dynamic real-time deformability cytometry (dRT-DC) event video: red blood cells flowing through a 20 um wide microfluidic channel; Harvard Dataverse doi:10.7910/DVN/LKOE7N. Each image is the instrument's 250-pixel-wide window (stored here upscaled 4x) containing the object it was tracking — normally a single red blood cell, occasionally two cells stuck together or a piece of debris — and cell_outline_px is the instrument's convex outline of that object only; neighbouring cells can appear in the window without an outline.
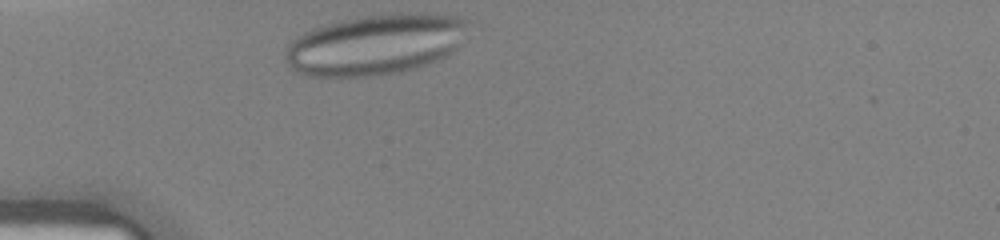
{"species": "human", "species_latin": "Homo sapiens", "temperature_condition": "warm", "stored_images_in_passage": 24, "camera_frame_rate_fps": 3000, "um_per_image_px": 0.085, "donor": {"sex": "female"}, "frame": {"image": 1, "passage_image": 1, "time_ms": 0.0, "image_size_px": [1000, 240], "cell_outline_px": [[468, 20], [456, 48], [444, 56], [428, 64], [416, 68], [400, 72], [368, 76], [308, 76], [292, 72], [284, 60], [284, 56], [288, 40], [320, 24], [336, 20], [356, 16], [388, 12], [400, 12], [452, 16]], "centroid_in_image_um": [31.75, 3.77], "position_along_channel_um": 53.3, "area_um2": 65.08}}